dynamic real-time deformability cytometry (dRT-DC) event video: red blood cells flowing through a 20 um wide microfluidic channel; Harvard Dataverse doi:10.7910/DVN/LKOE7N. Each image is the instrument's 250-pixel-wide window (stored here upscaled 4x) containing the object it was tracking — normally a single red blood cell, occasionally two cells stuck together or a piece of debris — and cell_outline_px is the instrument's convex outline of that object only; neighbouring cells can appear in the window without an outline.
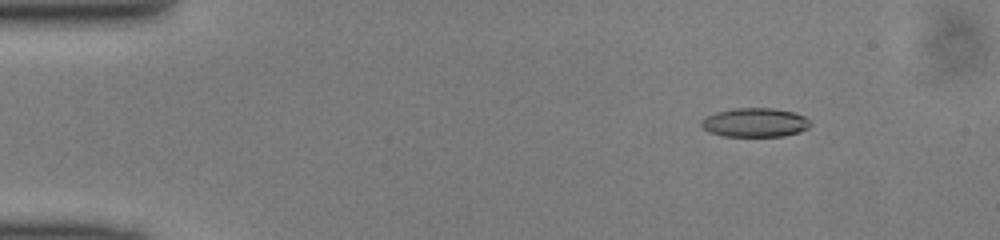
{"species": "common noctule bat (a hibernating species)", "species_latin": "Nyctalus noctula", "temperature_condition": "cold", "stored_images_in_passage": 50, "camera_frame_rate_fps": 3000, "um_per_image_px": 0.085, "animal": {"sex": "male", "body_mass_g": 13.0, "forearm_length_mm": 53.1}, "frame": {"image": 1, "passage_image": 7, "time_ms": 2.0, "image_size_px": [1000, 240], "cell_outline_px": [[812, 124], [808, 128], [800, 132], [784, 136], [724, 136], [708, 132], [700, 124], [700, 120], [716, 112], [736, 108], [772, 108], [792, 112], [804, 116], [812, 120]], "centroid_in_image_um": [64.2, 10.42], "position_along_channel_um": 20.8, "area_um2": 18.5}}
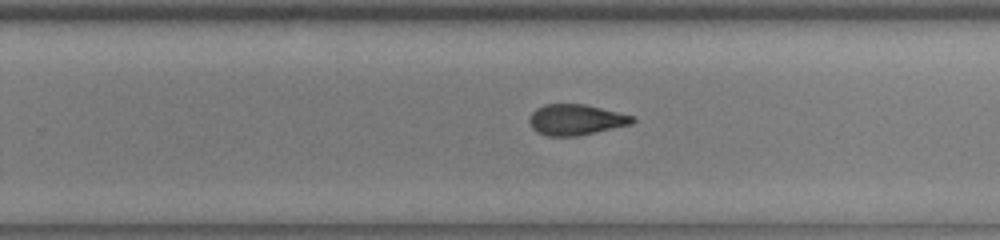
{"frame": {"image": 2, "passage_image": 32, "time_ms": 10.333, "image_size_px": [1000, 240], "cell_outline_px": [[636, 120], [632, 124], [576, 136], [548, 136], [536, 132], [532, 128], [528, 120], [532, 112], [536, 108], [544, 104], [584, 104], [636, 116]], "centroid_in_image_um": [48.95, 10.17], "position_along_channel_um": 280.9, "area_um2": 18.55}}
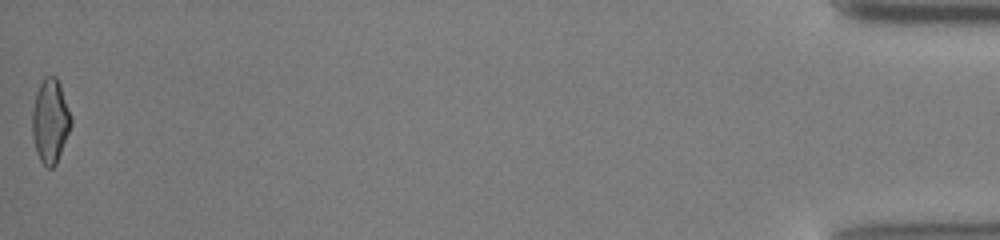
{"frame": {"image": 3, "passage_image": 50, "time_ms": 16.333, "image_size_px": [1000, 240], "cell_outline_px": [[72, 124], [56, 164], [52, 168], [48, 168], [40, 160], [36, 152], [32, 136], [32, 108], [36, 92], [44, 76], [56, 76], [60, 84], [72, 116]], "centroid_in_image_um": [4.27, 10.27], "position_along_channel_um": 430.9, "area_um2": 19.13}}